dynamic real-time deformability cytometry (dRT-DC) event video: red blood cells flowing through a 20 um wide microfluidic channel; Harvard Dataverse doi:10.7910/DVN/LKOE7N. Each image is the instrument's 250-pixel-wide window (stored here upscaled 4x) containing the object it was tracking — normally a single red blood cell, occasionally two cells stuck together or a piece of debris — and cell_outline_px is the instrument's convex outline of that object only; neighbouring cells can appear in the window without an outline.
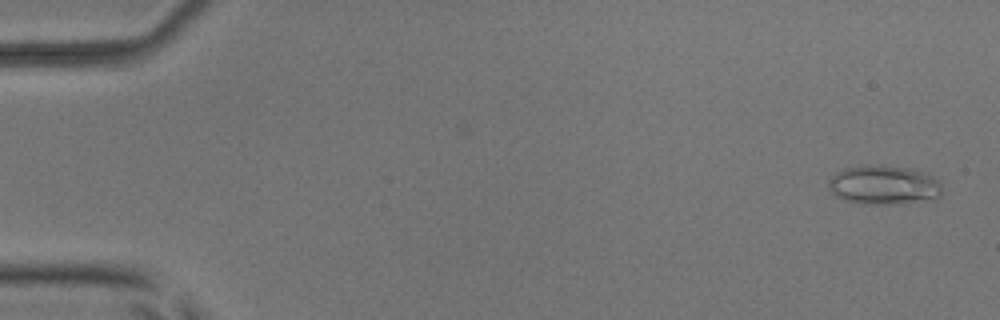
{"species": "common noctule bat (a hibernating species)", "species_latin": "Nyctalus noctula", "temperature_condition": "room temperature", "stored_images_in_passage": 45, "camera_frame_rate_fps": 3000, "um_per_image_px": 0.085, "animal": {"sex": "male", "body_mass_g": 17.9, "forearm_length_mm": 54.2}, "frame": {"image": 1, "passage_image": 2, "time_ms": 0.333, "image_size_px": [1000, 320], "cell_outline_px": [[940, 196], [936, 200], [896, 204], [860, 204], [844, 200], [836, 196], [828, 188], [828, 180], [836, 172], [844, 168], [868, 164], [880, 164], [908, 168], [924, 172], [940, 180]], "centroid_in_image_um": [75.12, 15.73], "position_along_channel_um": 9.9, "area_um2": 26.47}}
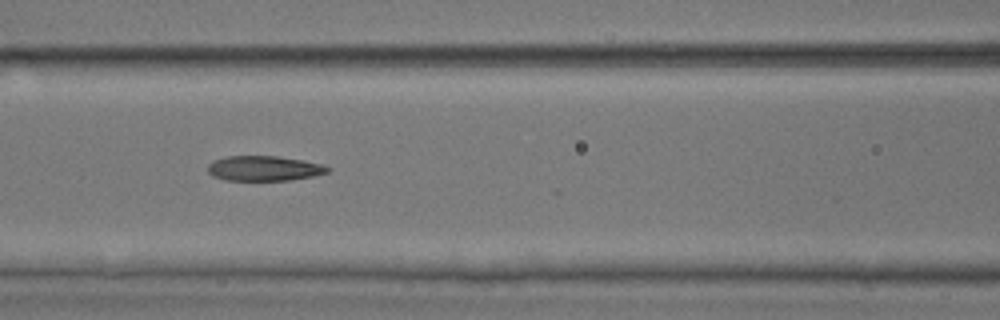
{"frame": {"image": 2, "passage_image": 24, "time_ms": 7.667, "image_size_px": [1000, 320], "cell_outline_px": [[332, 168], [328, 172], [312, 176], [288, 180], [224, 180], [212, 176], [208, 172], [208, 164], [212, 160], [224, 156], [276, 156], [304, 160], [320, 164]], "centroid_in_image_um": [22.4, 14.3], "position_along_channel_um": 144.2, "area_um2": 17.51}}
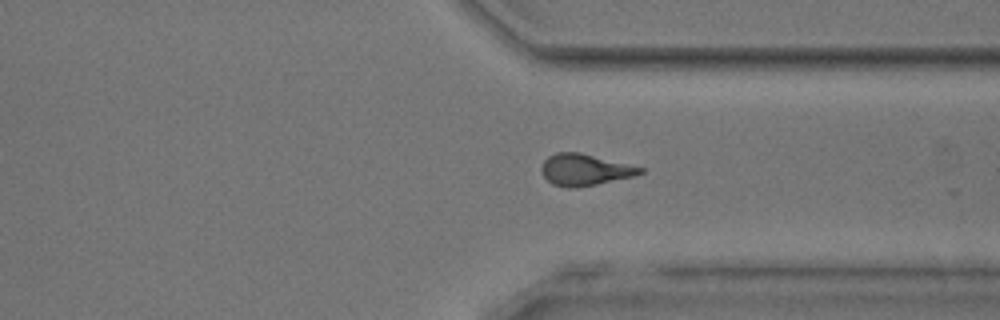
{"frame": {"image": 3, "passage_image": 41, "time_ms": 13.333, "image_size_px": [1000, 320], "cell_outline_px": [[644, 172], [632, 176], [596, 184], [576, 188], [568, 188], [552, 184], [544, 176], [540, 168], [544, 160], [548, 156], [556, 152], [580, 152], [644, 168]], "centroid_in_image_um": [49.66, 14.42], "position_along_channel_um": 361.7, "area_um2": 17.98}, "authors_computed_cell_mechanics": {"area_um2": 18.6116, "velocity_mm_per_s": 3.838, "shape_relaxation_time_tau1_ms": 8.2279, "shape_relaxation_time_tau2_ms": 3.4983, "deformation_change_tau1": 0.2449, "deformation_change_tau2": 0.1309}}